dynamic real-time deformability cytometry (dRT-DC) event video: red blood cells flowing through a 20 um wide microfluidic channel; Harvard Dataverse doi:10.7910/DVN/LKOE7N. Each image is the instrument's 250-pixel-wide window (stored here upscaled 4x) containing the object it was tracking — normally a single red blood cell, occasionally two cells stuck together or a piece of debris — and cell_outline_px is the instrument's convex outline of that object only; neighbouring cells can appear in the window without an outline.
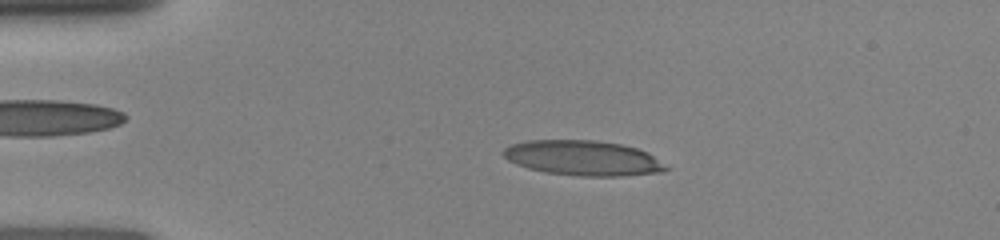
{"species": "human", "species_latin": "Homo sapiens", "temperature_condition": "room temperature", "stored_images_in_passage": 43, "camera_frame_rate_fps": 3000, "um_per_image_px": 0.085, "donor": {"sex": "female"}, "frame": {"image": 1, "passage_image": 14, "time_ms": 3.0, "image_size_px": [1000, 240], "cell_outline_px": [[672, 168], [660, 172], [620, 176], [580, 176], [544, 172], [528, 168], [516, 164], [508, 160], [500, 152], [504, 148], [512, 144], [528, 140], [596, 140], [620, 144], [636, 148], [648, 152]], "centroid_in_image_um": [49.56, 13.43], "position_along_channel_um": 35.4, "area_um2": 33.35}}
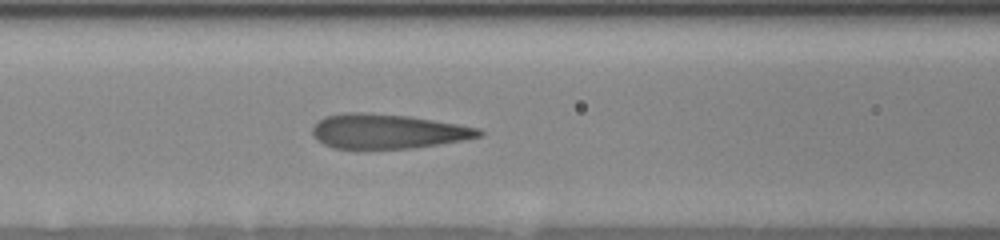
{"frame": {"image": 2, "passage_image": 33, "time_ms": 6.333, "image_size_px": [1000, 240], "cell_outline_px": [[484, 132], [480, 136], [464, 140], [412, 148], [332, 148], [316, 140], [312, 136], [312, 128], [324, 116], [344, 112], [360, 112], [408, 116], [480, 128]], "centroid_in_image_um": [32.91, 11.16], "position_along_channel_um": 133.7, "area_um2": 33.35}}
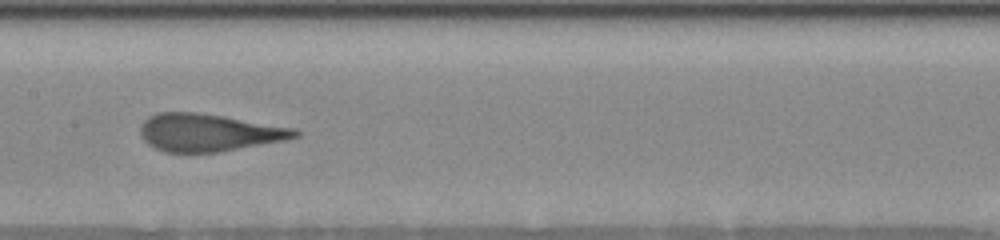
{"frame": {"image": 3, "passage_image": 42, "time_ms": 7.667, "image_size_px": [1000, 240], "cell_outline_px": [[300, 136], [284, 140], [220, 152], [164, 152], [148, 144], [140, 136], [140, 128], [144, 120], [148, 116], [156, 112], [192, 112], [224, 116], [296, 128], [300, 132]], "centroid_in_image_um": [17.73, 11.26], "position_along_channel_um": 189.7, "area_um2": 33.87}}